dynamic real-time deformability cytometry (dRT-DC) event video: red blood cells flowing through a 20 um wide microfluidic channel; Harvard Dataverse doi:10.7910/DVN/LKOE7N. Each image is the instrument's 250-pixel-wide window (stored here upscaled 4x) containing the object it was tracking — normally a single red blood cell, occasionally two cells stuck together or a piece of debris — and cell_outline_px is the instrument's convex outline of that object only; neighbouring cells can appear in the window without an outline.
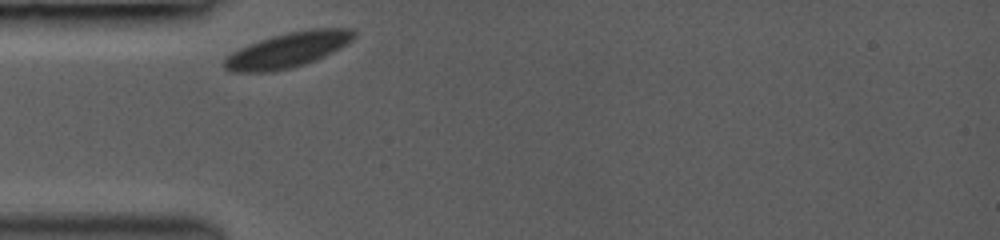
{"species": "common noctule bat (a hibernating species)", "species_latin": "Nyctalus noctula", "temperature_condition": "room temperature", "stored_images_in_passage": 9, "camera_frame_rate_fps": 3000, "um_per_image_px": 0.085, "animal": {"sex": "female", "body_mass_g": 19.0, "forearm_length_mm": 53.3}, "frame": {"image": 1, "passage_image": 1, "time_ms": 0.0, "image_size_px": [1000, 240], "cell_outline_px": [[356, 36], [352, 40], [340, 48], [324, 56], [304, 64], [292, 68], [272, 72], [232, 72], [224, 68], [224, 60], [232, 52], [240, 48], [260, 40], [272, 36], [288, 32], [308, 28], [352, 28], [356, 32]], "centroid_in_image_um": [24.49, 4.24], "position_along_channel_um": 60.5, "area_um2": 26.47}}
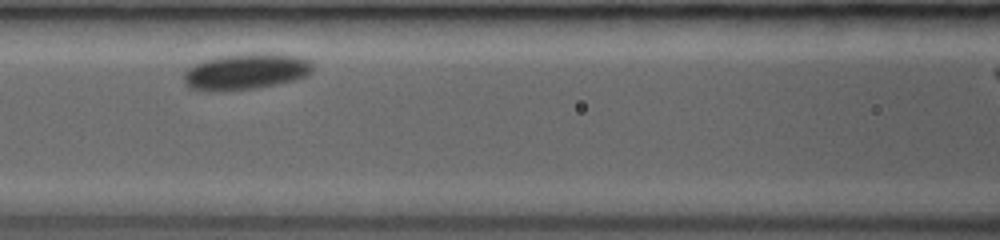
{"frame": {"image": 2, "passage_image": 5, "time_ms": 2.333, "image_size_px": [1000, 240], "cell_outline_px": [[312, 72], [308, 76], [296, 80], [280, 84], [252, 88], [220, 92], [204, 92], [188, 88], [184, 84], [184, 72], [188, 68], [204, 60], [220, 56], [252, 52], [272, 52], [296, 56], [308, 60], [312, 64]], "centroid_in_image_um": [20.89, 6.09], "position_along_channel_um": 145.7, "area_um2": 27.8}}
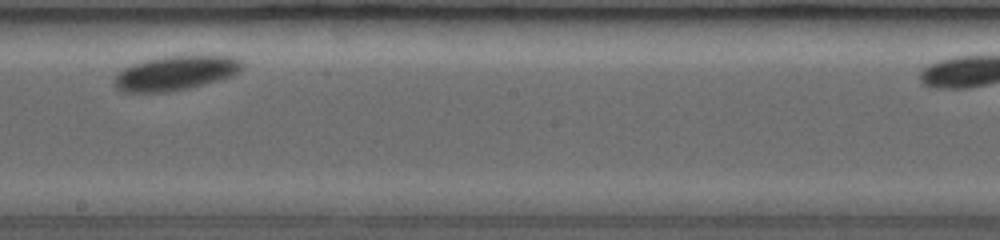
{"frame": {"image": 3, "passage_image": 8, "time_ms": 4.667, "image_size_px": [1000, 240], "cell_outline_px": [[244, 68], [240, 72], [232, 76], [220, 80], [188, 88], [168, 92], [120, 92], [112, 84], [116, 76], [124, 68], [132, 64], [144, 60], [164, 56], [236, 56], [244, 64]], "centroid_in_image_um": [14.94, 6.21], "position_along_channel_um": 233.3, "area_um2": 25.84}}